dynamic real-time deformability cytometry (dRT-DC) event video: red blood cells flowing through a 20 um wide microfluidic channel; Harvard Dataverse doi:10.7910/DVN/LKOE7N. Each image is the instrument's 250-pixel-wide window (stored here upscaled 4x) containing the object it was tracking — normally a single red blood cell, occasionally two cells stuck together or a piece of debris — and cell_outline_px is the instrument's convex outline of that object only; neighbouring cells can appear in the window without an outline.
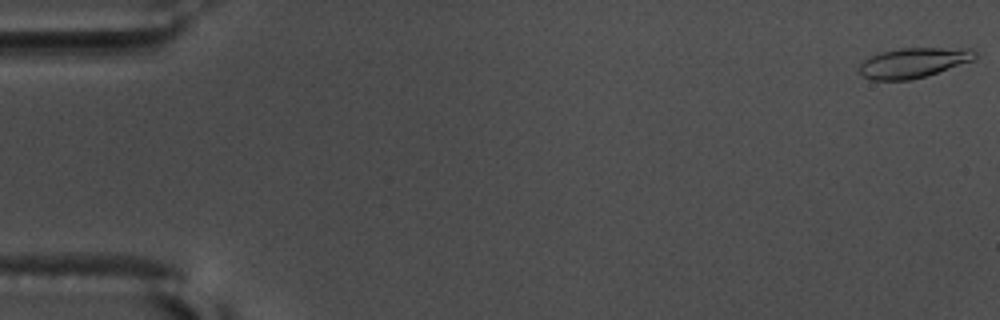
{"species": "common noctule bat (a hibernating species)", "species_latin": "Nyctalus noctula", "temperature_condition": "warm", "stored_images_in_passage": 56, "camera_frame_rate_fps": 3000, "um_per_image_px": 0.085, "animal": {"sex": "male", "body_mass_g": 17.5, "forearm_length_mm": 52.3}, "frame": {"image": 1, "passage_image": 1, "time_ms": 0.0, "image_size_px": [1000, 320], "cell_outline_px": [[976, 56], [972, 60], [928, 76], [912, 80], [872, 80], [864, 76], [860, 72], [860, 64], [864, 60], [880, 52], [900, 48], [972, 48], [976, 52]], "centroid_in_image_um": [77.65, 5.33], "position_along_channel_um": 7.3, "area_um2": 20.17}}
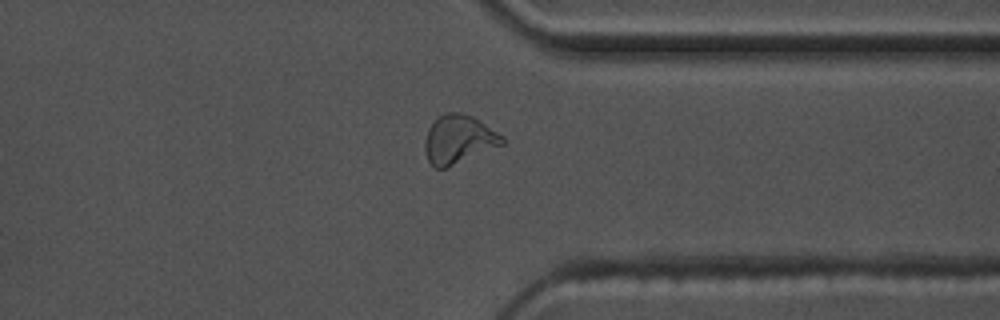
{"frame": {"image": 2, "passage_image": 44, "time_ms": 14.333, "image_size_px": [1000, 320], "cell_outline_px": [[504, 144], [448, 168], [436, 168], [428, 160], [424, 148], [424, 140], [428, 128], [444, 112], [460, 112], [472, 116], [504, 136]], "centroid_in_image_um": [38.98, 11.86], "position_along_channel_um": 372.4, "area_um2": 21.91}}
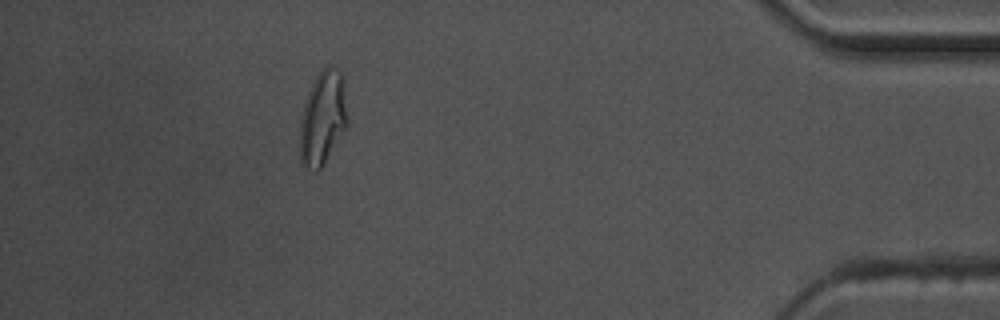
{"frame": {"image": 3, "passage_image": 51, "time_ms": 16.667, "image_size_px": [1000, 320], "cell_outline_px": [[348, 124], [320, 168], [316, 172], [308, 168], [300, 160], [300, 112], [308, 92], [316, 76], [328, 64], [332, 64], [344, 76], [348, 120]], "centroid_in_image_um": [27.44, 9.97], "position_along_channel_um": 407.8, "area_um2": 26.18}, "authors_computed_cell_mechanics": {"area_um2": 19.7387, "velocity_mm_per_s": 3.6373, "shape_relaxation_time_tau1_ms": 5.243, "shape_relaxation_time_tau2_ms": 2.8935, "deformation_change_tau1": 0.1871, "deformation_change_tau2": 0.077}}